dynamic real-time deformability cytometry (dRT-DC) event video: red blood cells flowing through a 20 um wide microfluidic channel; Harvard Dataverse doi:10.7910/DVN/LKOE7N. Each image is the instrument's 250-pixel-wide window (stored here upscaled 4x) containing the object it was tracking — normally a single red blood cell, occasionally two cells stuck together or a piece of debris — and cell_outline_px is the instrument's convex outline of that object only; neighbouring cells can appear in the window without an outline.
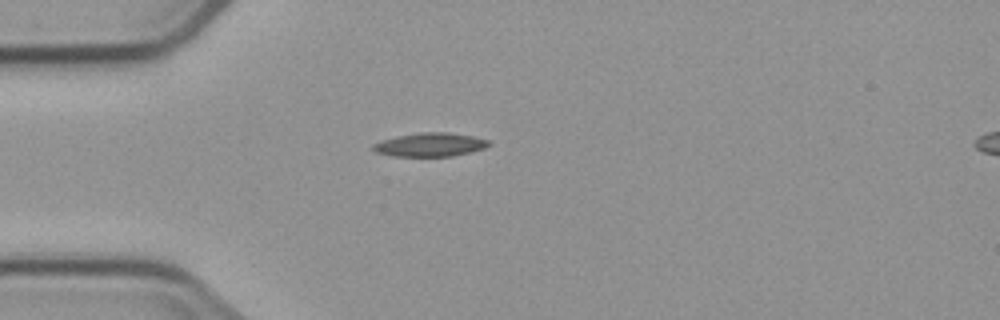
{"species": "common noctule bat (a hibernating species)", "species_latin": "Nyctalus noctula", "temperature_condition": "cold", "stored_images_in_passage": 1, "camera_frame_rate_fps": 3000, "um_per_image_px": 0.085, "animal": {"sex": "male", "body_mass_g": 23.1, "forearm_length_mm": 52.7}, "frame": {"image": 1, "passage_image": 1, "time_ms": 0.0, "image_size_px": [1000, 320], "cell_outline_px": [[492, 144], [484, 148], [472, 152], [452, 156], [392, 156], [376, 152], [372, 148], [372, 144], [380, 140], [396, 136], [424, 132], [448, 132], [472, 136], [488, 140]], "centroid_in_image_um": [36.55, 12.3], "position_along_channel_um": 48.4, "area_um2": 16.01}}